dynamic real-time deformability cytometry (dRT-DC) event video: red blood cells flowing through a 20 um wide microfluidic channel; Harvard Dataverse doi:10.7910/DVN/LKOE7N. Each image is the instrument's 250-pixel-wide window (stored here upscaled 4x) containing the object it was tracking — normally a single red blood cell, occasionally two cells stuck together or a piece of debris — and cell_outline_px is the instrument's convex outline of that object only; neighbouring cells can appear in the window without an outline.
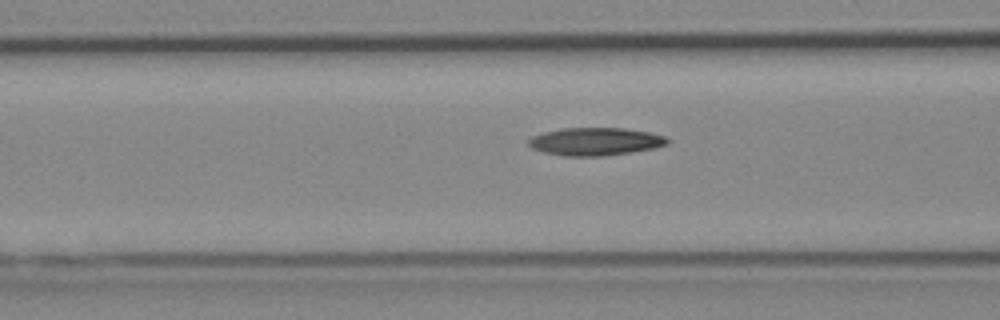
{"species": "Egyptian fruit bat (a non-hibernating species)", "species_latin": "Rousettus aegyptiacus", "temperature_condition": "cold", "stored_images_in_passage": 26, "camera_frame_rate_fps": 3000, "um_per_image_px": 0.085, "animal": {"sex": "female"}, "frame": {"image": 1, "passage_image": 17, "time_ms": 5.333, "image_size_px": [1000, 320], "cell_outline_px": [[668, 144], [656, 148], [632, 152], [604, 156], [564, 156], [544, 152], [532, 148], [528, 144], [528, 140], [532, 136], [544, 132], [564, 128], [624, 128], [648, 132], [664, 136], [668, 140]], "centroid_in_image_um": [50.6, 12.03], "position_along_channel_um": 116.0, "area_um2": 22.48}}
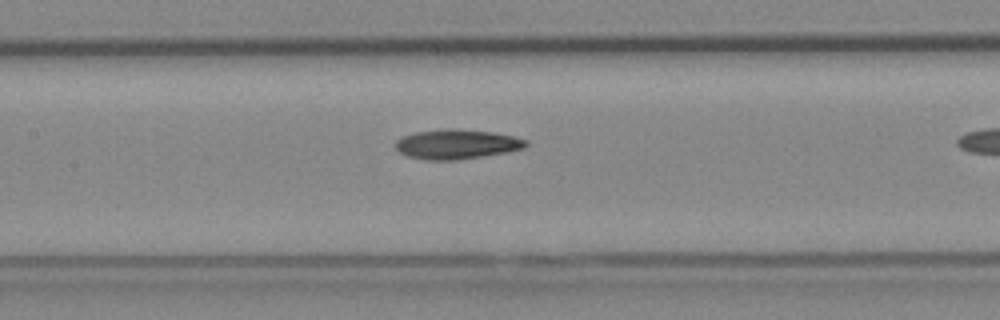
{"frame": {"image": 2, "passage_image": 21, "time_ms": 6.667, "image_size_px": [1000, 320], "cell_outline_px": [[528, 144], [524, 148], [508, 152], [456, 160], [424, 160], [408, 156], [400, 152], [396, 148], [396, 140], [404, 136], [416, 132], [440, 128], [456, 128], [492, 132], [512, 136], [528, 140]], "centroid_in_image_um": [38.83, 12.25], "position_along_channel_um": 168.6, "area_um2": 22.6}}